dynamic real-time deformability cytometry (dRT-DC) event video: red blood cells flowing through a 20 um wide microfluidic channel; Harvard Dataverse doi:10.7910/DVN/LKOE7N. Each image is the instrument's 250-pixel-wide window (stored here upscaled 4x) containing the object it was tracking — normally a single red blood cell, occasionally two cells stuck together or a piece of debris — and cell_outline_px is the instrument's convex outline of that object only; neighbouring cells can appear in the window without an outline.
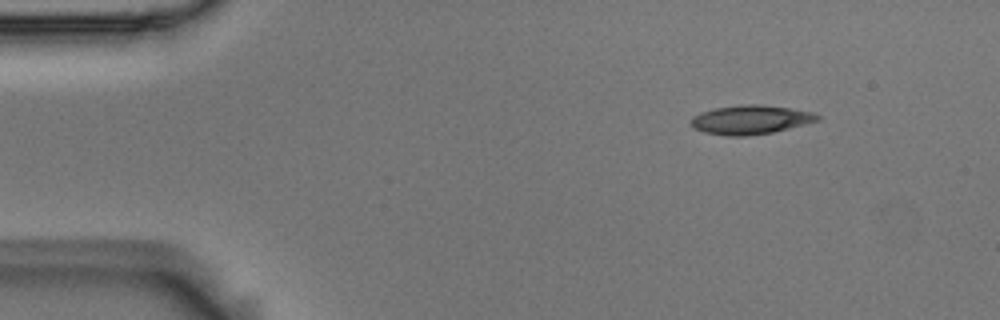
{"species": "Egyptian fruit bat (a non-hibernating species)", "species_latin": "Rousettus aegyptiacus", "temperature_condition": "room temperature", "stored_images_in_passage": 7, "camera_frame_rate_fps": 3000, "um_per_image_px": 0.085, "animal": {"sex": "male"}, "frame": {"image": 1, "passage_image": 2, "time_ms": 0.333, "image_size_px": [1000, 320], "cell_outline_px": [[820, 120], [772, 132], [748, 136], [728, 136], [704, 132], [692, 128], [688, 124], [692, 116], [700, 112], [716, 108], [744, 104], [760, 104], [788, 108], [812, 112], [820, 116]], "centroid_in_image_um": [63.73, 10.18], "position_along_channel_um": 21.3, "area_um2": 21.39}}
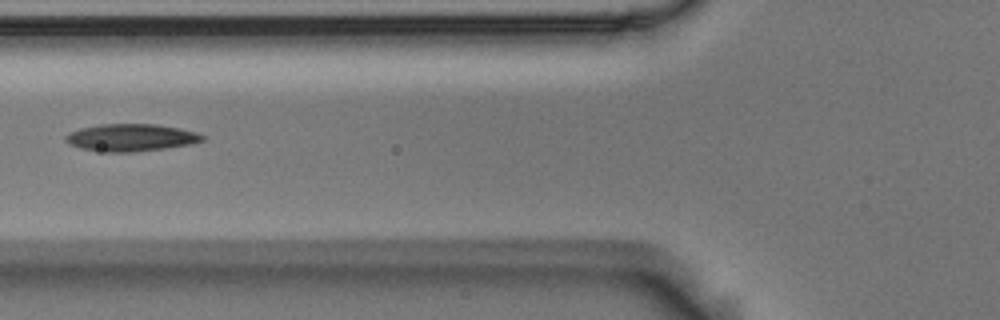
{"frame": {"image": 2, "passage_image": 6, "time_ms": 1.667, "image_size_px": [1000, 320], "cell_outline_px": [[204, 140], [188, 144], [164, 148], [132, 152], [108, 152], [80, 148], [68, 144], [64, 140], [64, 136], [80, 128], [100, 124], [156, 124], [196, 132], [204, 136]], "centroid_in_image_um": [11.08, 11.69], "position_along_channel_um": 114.7, "area_um2": 21.5}}
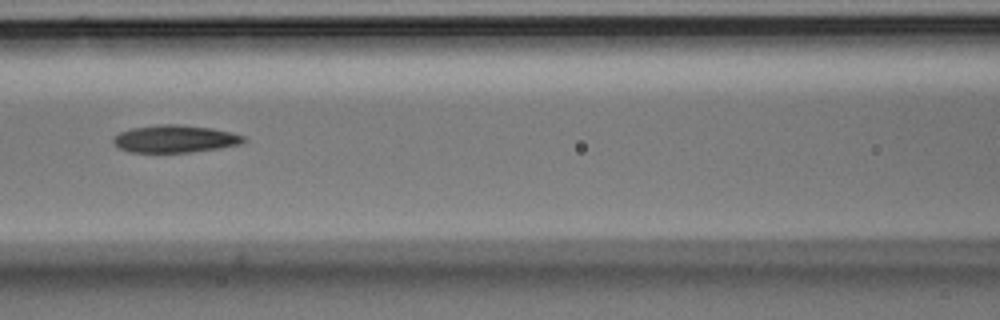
{"frame": {"image": 3, "passage_image": 7, "time_ms": 2.0, "image_size_px": [1000, 320], "cell_outline_px": [[248, 140], [240, 144], [220, 148], [192, 152], [128, 152], [112, 144], [112, 136], [120, 132], [132, 128], [160, 124], [176, 124], [212, 128], [244, 136]], "centroid_in_image_um": [14.83, 11.8], "position_along_channel_um": 151.8, "area_um2": 20.92}}